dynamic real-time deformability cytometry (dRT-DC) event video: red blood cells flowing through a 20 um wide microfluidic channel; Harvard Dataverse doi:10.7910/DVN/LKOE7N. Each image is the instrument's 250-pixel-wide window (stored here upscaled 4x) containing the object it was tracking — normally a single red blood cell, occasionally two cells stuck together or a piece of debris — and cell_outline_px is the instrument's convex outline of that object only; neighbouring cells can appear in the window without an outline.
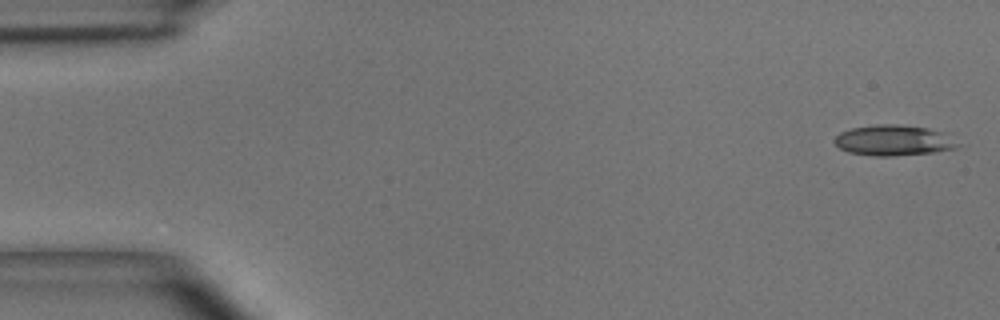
{"species": "common noctule bat (a hibernating species)", "species_latin": "Nyctalus noctula", "temperature_condition": "room temperature", "stored_images_in_passage": 49, "camera_frame_rate_fps": 3000, "um_per_image_px": 0.085, "animal": {"sex": "male", "body_mass_g": 15.6}, "frame": {"image": 1, "passage_image": 1, "time_ms": 0.0, "image_size_px": [1000, 320], "cell_outline_px": [[960, 144], [956, 148], [936, 152], [892, 156], [876, 156], [848, 152], [840, 148], [832, 140], [840, 132], [852, 128], [876, 124], [896, 124], [928, 128], [948, 132]], "centroid_in_image_um": [76.01, 11.92], "position_along_channel_um": 9.0, "area_um2": 22.25}}
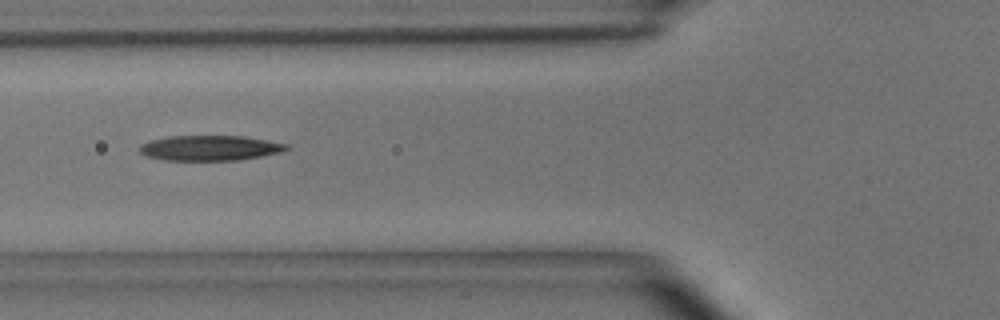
{"frame": {"image": 2, "passage_image": 18, "time_ms": 5.667, "image_size_px": [1000, 320], "cell_outline_px": [[292, 148], [280, 152], [260, 156], [236, 160], [164, 160], [148, 156], [140, 152], [140, 144], [148, 140], [168, 136], [244, 136], [288, 144]], "centroid_in_image_um": [17.83, 12.57], "position_along_channel_um": 108.0, "area_um2": 21.5}}
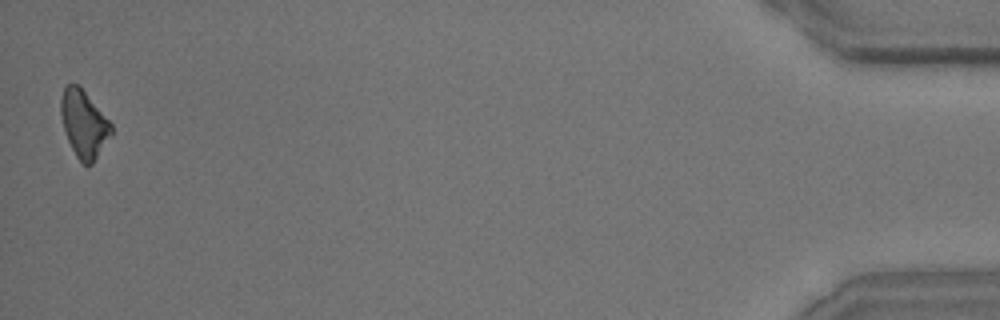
{"frame": {"image": 3, "passage_image": 49, "time_ms": 16.0, "image_size_px": [1000, 320], "cell_outline_px": [[112, 132], [92, 164], [84, 164], [76, 156], [68, 140], [60, 116], [60, 100], [64, 88], [68, 84], [80, 84], [112, 124]], "centroid_in_image_um": [7.11, 10.48], "position_along_channel_um": 428.1, "area_um2": 19.54}, "authors_computed_cell_mechanics": {"area_um2": 21.675, "velocity_mm_per_s": 3.9687, "shape_relaxation_time_tau1_ms": 4.228, "shape_relaxation_time_tau2_ms": null, "deformation_change_tau1": 0.1312, "deformation_change_tau2": null}}